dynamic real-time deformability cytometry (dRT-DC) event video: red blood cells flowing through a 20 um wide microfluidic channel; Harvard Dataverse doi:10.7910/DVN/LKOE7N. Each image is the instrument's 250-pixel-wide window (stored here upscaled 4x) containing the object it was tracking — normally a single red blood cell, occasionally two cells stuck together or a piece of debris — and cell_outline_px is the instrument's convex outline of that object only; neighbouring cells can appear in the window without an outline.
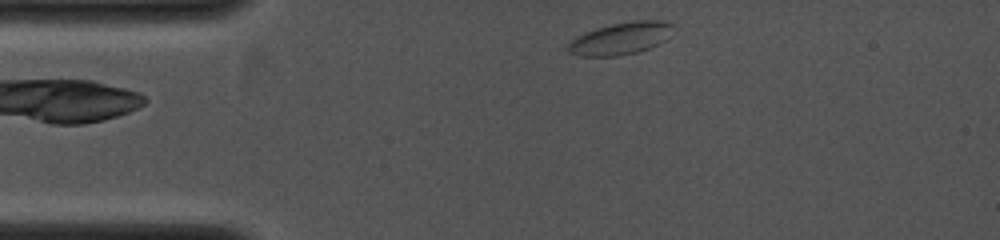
{"species": "common noctule bat (a hibernating species)", "species_latin": "Nyctalus noctula", "temperature_condition": "cold", "stored_images_in_passage": 11, "camera_frame_rate_fps": 4000, "um_per_image_px": 0.085, "animal": {"sex": "female", "body_mass_g": 19.0, "forearm_length_mm": 53.3}, "frame": {"image": 1, "passage_image": 1, "time_ms": 0.0, "image_size_px": [1000, 240], "cell_outline_px": [[672, 36], [660, 44], [636, 52], [620, 56], [580, 56], [568, 52], [568, 44], [572, 40], [596, 28], [612, 24], [632, 20], [660, 20], [672, 24]], "centroid_in_image_um": [52.82, 3.27], "position_along_channel_um": 32.2, "area_um2": 19.65}}
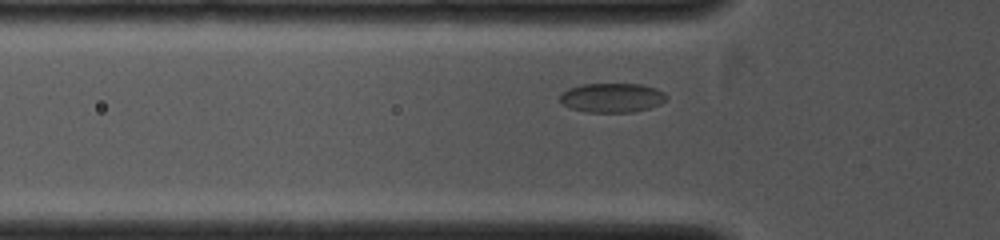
{"frame": {"image": 2, "passage_image": 7, "time_ms": 1.5, "image_size_px": [1000, 240], "cell_outline_px": [[668, 96], [660, 104], [648, 108], [632, 112], [588, 112], [572, 108], [564, 104], [560, 100], [560, 96], [568, 88], [580, 84], [640, 84], [656, 88], [664, 92]], "centroid_in_image_um": [52.04, 8.3], "position_along_channel_um": 73.8, "area_um2": 18.03}}
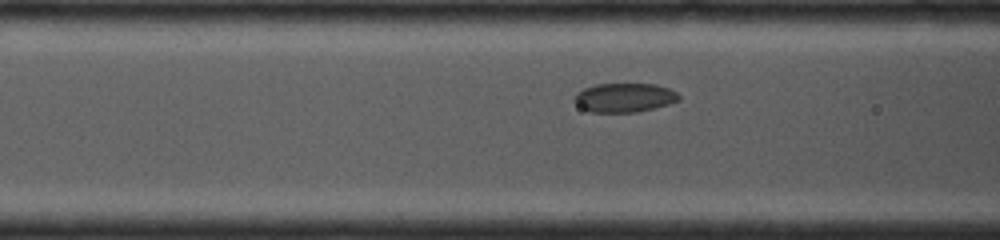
{"frame": {"image": 3, "passage_image": 10, "time_ms": 2.25, "image_size_px": [1000, 240], "cell_outline_px": [[680, 100], [668, 104], [636, 112], [588, 112], [580, 108], [572, 100], [576, 92], [584, 88], [596, 84], [656, 84], [668, 88], [676, 92], [680, 96]], "centroid_in_image_um": [53.02, 8.3], "position_along_channel_um": 113.6, "area_um2": 17.8}}